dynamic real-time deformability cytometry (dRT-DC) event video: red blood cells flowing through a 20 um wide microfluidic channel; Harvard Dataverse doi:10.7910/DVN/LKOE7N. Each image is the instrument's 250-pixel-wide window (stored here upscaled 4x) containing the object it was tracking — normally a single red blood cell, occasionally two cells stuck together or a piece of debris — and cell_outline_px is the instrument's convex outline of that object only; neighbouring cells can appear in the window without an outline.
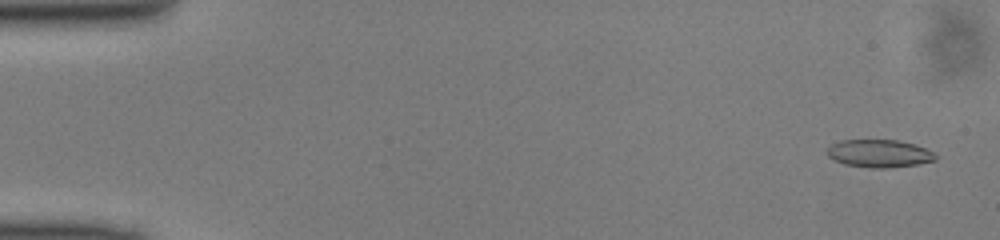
{"species": "common noctule bat (a hibernating species)", "species_latin": "Nyctalus noctula", "temperature_condition": "cold", "stored_images_in_passage": 49, "camera_frame_rate_fps": 3000, "um_per_image_px": 0.085, "animal": {"sex": "male", "body_mass_g": 13.0, "forearm_length_mm": 53.1}, "frame": {"image": 1, "passage_image": 2, "time_ms": 0.333, "image_size_px": [1000, 240], "cell_outline_px": [[936, 160], [920, 164], [888, 168], [868, 168], [844, 164], [832, 160], [828, 156], [828, 148], [832, 144], [840, 140], [900, 140], [924, 148], [932, 152], [936, 156]], "centroid_in_image_um": [74.71, 13.06], "position_along_channel_um": 10.3, "area_um2": 17.57}}
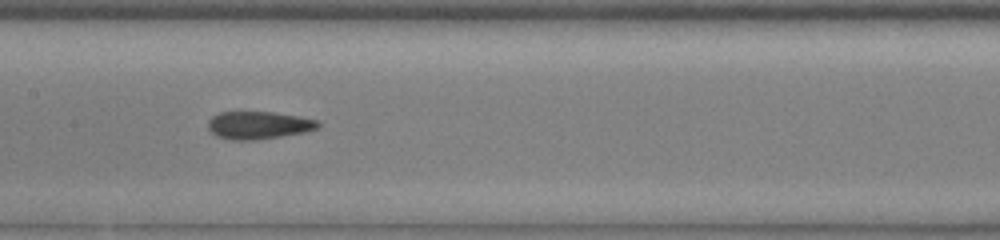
{"frame": {"image": 2, "passage_image": 24, "time_ms": 7.667, "image_size_px": [1000, 240], "cell_outline_px": [[320, 124], [316, 128], [304, 132], [256, 140], [232, 140], [216, 136], [208, 128], [208, 120], [212, 116], [220, 112], [272, 112], [296, 116], [316, 120]], "centroid_in_image_um": [21.92, 10.64], "position_along_channel_um": 185.5, "area_um2": 17.51}}
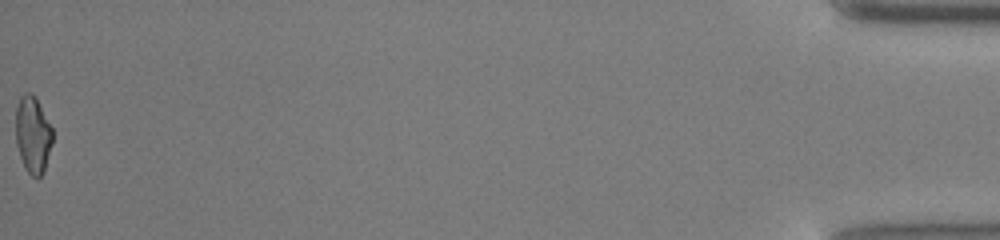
{"frame": {"image": 3, "passage_image": 49, "time_ms": 16.0, "image_size_px": [1000, 240], "cell_outline_px": [[52, 144], [44, 172], [40, 176], [32, 176], [24, 168], [16, 144], [16, 108], [20, 96], [24, 92], [32, 92], [52, 128]], "centroid_in_image_um": [2.78, 11.45], "position_along_channel_um": 432.4, "area_um2": 16.42}}